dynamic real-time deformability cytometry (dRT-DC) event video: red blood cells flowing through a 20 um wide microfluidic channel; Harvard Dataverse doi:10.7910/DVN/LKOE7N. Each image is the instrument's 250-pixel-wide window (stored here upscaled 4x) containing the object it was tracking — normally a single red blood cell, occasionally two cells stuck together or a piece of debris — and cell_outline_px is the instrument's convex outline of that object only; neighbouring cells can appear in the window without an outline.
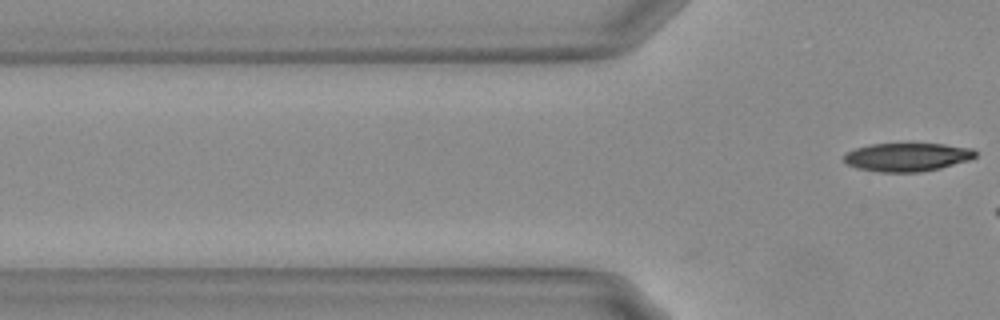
{"species": "Egyptian fruit bat (a non-hibernating species)", "species_latin": "Rousettus aegyptiacus", "temperature_condition": "warm", "stored_images_in_passage": 8, "camera_frame_rate_fps": 3000, "um_per_image_px": 0.085, "animal": {"sex": "female"}, "frame": {"image": 1, "passage_image": 8, "time_ms": 2.333, "image_size_px": [1000, 320], "cell_outline_px": [[976, 156], [968, 160], [940, 168], [920, 172], [880, 172], [856, 168], [848, 164], [844, 160], [844, 156], [848, 152], [856, 148], [868, 144], [944, 144], [972, 148], [976, 152]], "centroid_in_image_um": [77.11, 13.35], "position_along_channel_um": 48.7, "area_um2": 21.62}}